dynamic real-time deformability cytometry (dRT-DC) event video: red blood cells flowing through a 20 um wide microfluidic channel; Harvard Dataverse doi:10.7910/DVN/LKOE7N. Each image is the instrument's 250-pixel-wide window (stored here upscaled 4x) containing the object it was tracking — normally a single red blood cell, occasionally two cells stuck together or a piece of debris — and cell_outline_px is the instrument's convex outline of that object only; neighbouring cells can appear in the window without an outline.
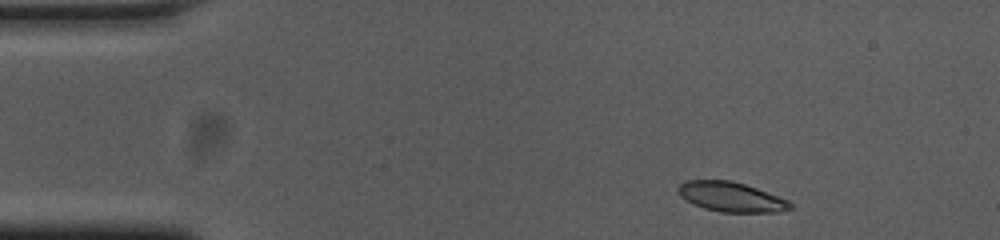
{"species": "common noctule bat (a hibernating species)", "species_latin": "Nyctalus noctula", "temperature_condition": "cold", "stored_images_in_passage": 49, "camera_frame_rate_fps": 3000, "um_per_image_px": 0.085, "animal": {"sex": "female", "body_mass_g": 23.0, "forearm_length_mm": 53.4}, "frame": {"image": 1, "passage_image": 2, "time_ms": 0.333, "image_size_px": [1000, 240], "cell_outline_px": [[796, 204], [792, 208], [780, 212], [720, 212], [704, 208], [692, 204], [680, 196], [680, 184], [684, 180], [732, 180], [756, 188], [788, 200]], "centroid_in_image_um": [62.18, 16.74], "position_along_channel_um": 22.8, "area_um2": 19.42}}
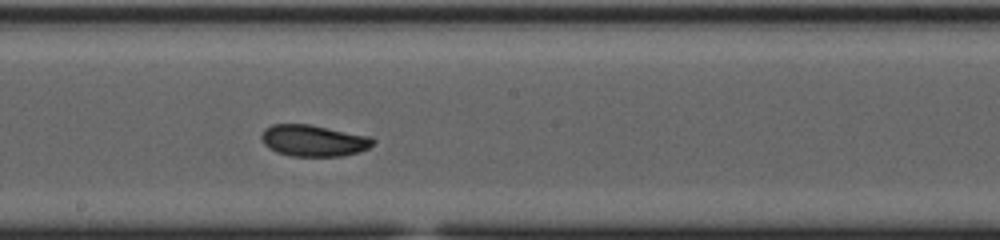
{"frame": {"image": 2, "passage_image": 24, "time_ms": 7.667, "image_size_px": [1000, 240], "cell_outline_px": [[376, 140], [368, 148], [360, 152], [344, 156], [292, 156], [276, 152], [264, 144], [260, 136], [264, 128], [272, 124], [308, 124], [372, 136]], "centroid_in_image_um": [26.67, 11.95], "position_along_channel_um": 221.5, "area_um2": 20.63}}
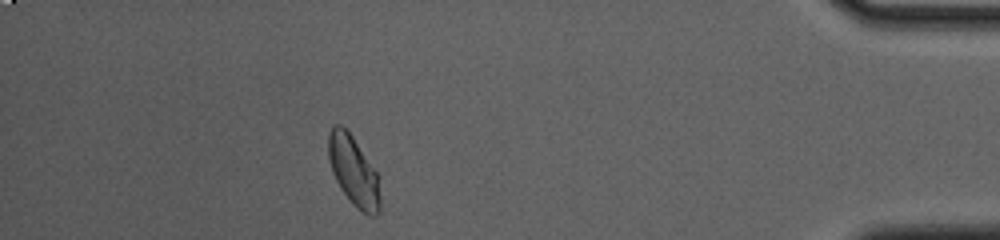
{"frame": {"image": 3, "passage_image": 43, "time_ms": 14.0, "image_size_px": [1000, 240], "cell_outline_px": [[380, 212], [376, 216], [368, 216], [360, 212], [348, 200], [340, 188], [332, 172], [328, 156], [328, 132], [332, 124], [340, 124], [352, 136], [376, 172], [380, 196]], "centroid_in_image_um": [30.03, 14.58], "position_along_channel_um": 405.2, "area_um2": 21.1}, "authors_computed_cell_mechanics": {"area_um2": 20.519, "velocity_mm_per_s": 3.7169, "shape_relaxation_time_tau1_ms": 3.056, "shape_relaxation_time_tau2_ms": 2.0162, "deformation_change_tau1": 0.1117, "deformation_change_tau2": 0.0559}}